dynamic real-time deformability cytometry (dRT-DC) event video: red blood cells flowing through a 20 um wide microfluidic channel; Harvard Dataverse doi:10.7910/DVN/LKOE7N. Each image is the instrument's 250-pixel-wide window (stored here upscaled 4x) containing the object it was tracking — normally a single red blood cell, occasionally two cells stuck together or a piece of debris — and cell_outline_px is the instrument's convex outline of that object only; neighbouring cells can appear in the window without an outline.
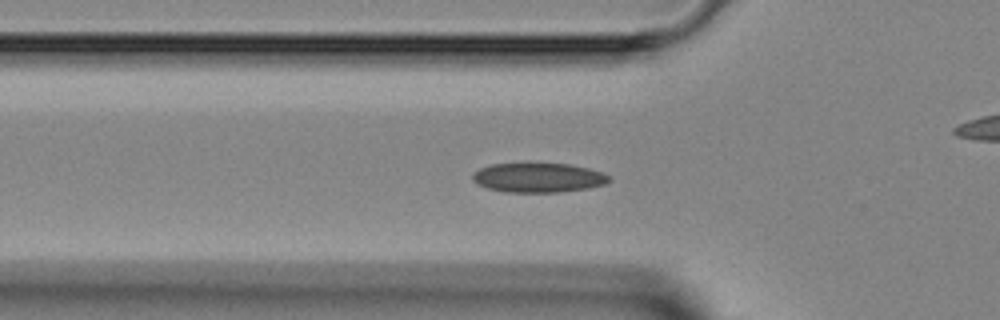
{"species": "Egyptian fruit bat (a non-hibernating species)", "species_latin": "Rousettus aegyptiacus", "temperature_condition": "room temperature", "stored_images_in_passage": 46, "camera_frame_rate_fps": 3000, "um_per_image_px": 0.085, "animal": {"sex": "female"}, "frame": {"image": 1, "passage_image": 14, "time_ms": 4.333, "image_size_px": [1000, 320], "cell_outline_px": [[612, 180], [604, 184], [588, 188], [560, 192], [504, 192], [488, 188], [476, 184], [472, 180], [472, 176], [480, 168], [492, 164], [568, 164], [588, 168], [600, 172], [608, 176]], "centroid_in_image_um": [45.74, 15.11], "position_along_channel_um": 80.1, "area_um2": 23.18}}
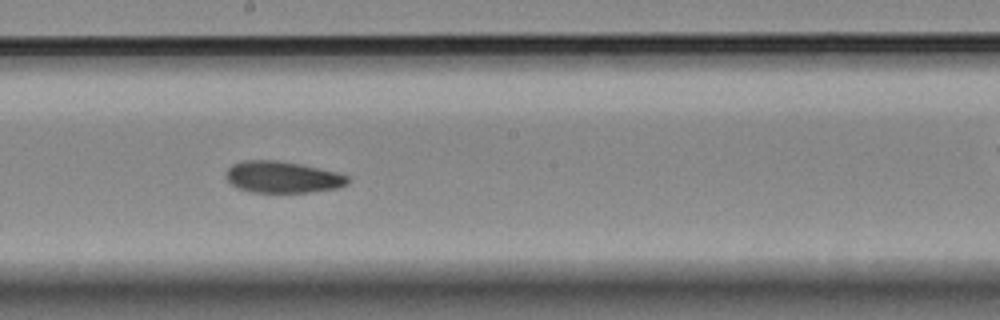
{"frame": {"image": 2, "passage_image": 24, "time_ms": 7.667, "image_size_px": [1000, 320], "cell_outline_px": [[348, 184], [336, 188], [308, 192], [252, 192], [236, 188], [224, 176], [228, 168], [232, 164], [244, 160], [276, 160], [336, 172], [348, 176]], "centroid_in_image_um": [23.95, 15.06], "position_along_channel_um": 224.2, "area_um2": 22.14}}
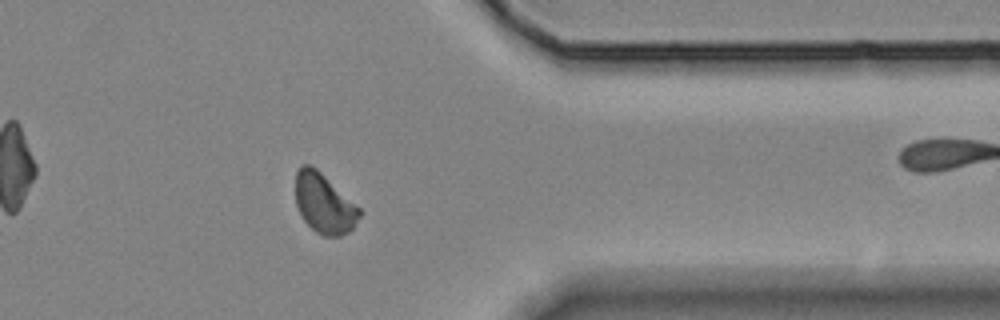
{"frame": {"image": 3, "passage_image": 36, "time_ms": 11.667, "image_size_px": [1000, 320], "cell_outline_px": [[360, 216], [352, 228], [348, 232], [340, 236], [324, 236], [316, 232], [300, 216], [296, 204], [296, 172], [300, 164], [308, 164], [316, 168], [360, 208]], "centroid_in_image_um": [27.52, 17.29], "position_along_channel_um": 383.9, "area_um2": 22.08}}